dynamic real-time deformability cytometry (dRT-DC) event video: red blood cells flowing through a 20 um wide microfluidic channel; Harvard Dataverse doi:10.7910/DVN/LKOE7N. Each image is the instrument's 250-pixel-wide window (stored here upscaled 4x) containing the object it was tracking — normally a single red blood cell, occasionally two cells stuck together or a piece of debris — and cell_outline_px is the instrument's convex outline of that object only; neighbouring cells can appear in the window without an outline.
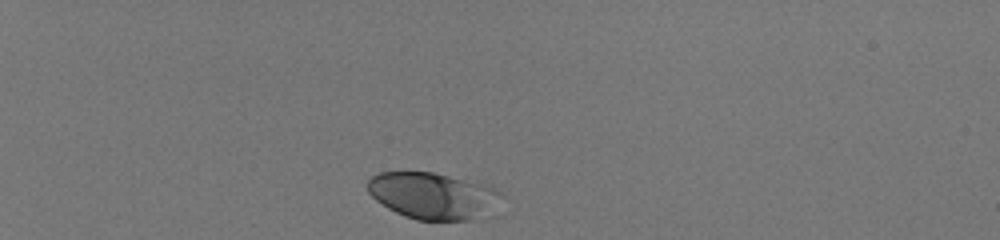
{"species": "human", "species_latin": "Homo sapiens", "temperature_condition": "room temperature", "stored_images_in_passage": 35, "camera_frame_rate_fps": 3000, "um_per_image_px": 0.085, "donor": {"sex": "male"}, "frame": {"image": 1, "passage_image": 1, "time_ms": 0.0, "image_size_px": [1000, 240], "cell_outline_px": [[504, 196], [468, 220], [416, 220], [404, 216], [388, 208], [376, 200], [368, 192], [364, 184], [372, 176], [380, 172], [432, 172], [484, 184], [496, 188], [504, 192]], "centroid_in_image_um": [36.67, 16.6], "position_along_channel_um": 48.3, "area_um2": 35.55}}
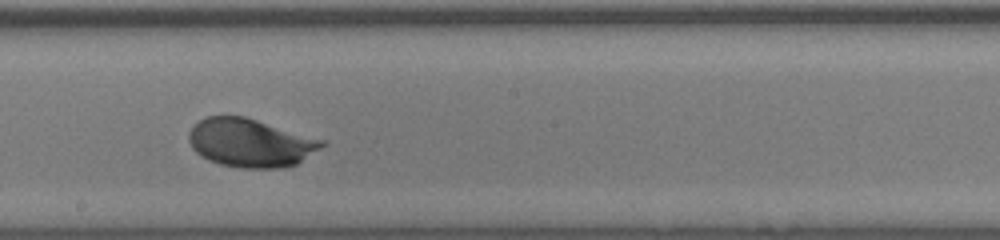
{"frame": {"image": 2, "passage_image": 20, "time_ms": 6.333, "image_size_px": [1000, 240], "cell_outline_px": [[328, 144], [296, 164], [284, 168], [244, 168], [220, 164], [208, 160], [196, 152], [192, 148], [188, 140], [188, 132], [192, 124], [204, 116], [244, 116], [324, 140]], "centroid_in_image_um": [21.26, 12.13], "position_along_channel_um": 226.9, "area_um2": 37.69}}
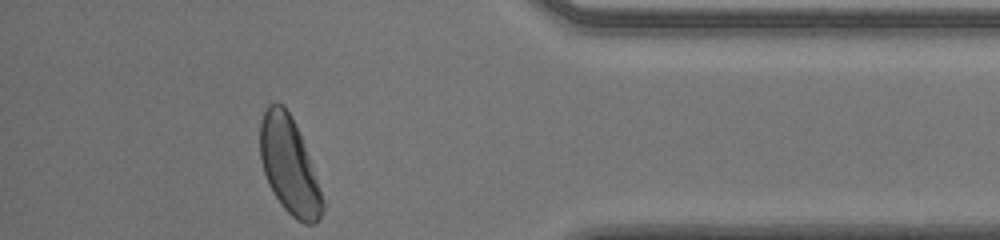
{"frame": {"image": 3, "passage_image": 35, "time_ms": 11.333, "image_size_px": [1000, 240], "cell_outline_px": [[324, 212], [312, 224], [304, 224], [296, 220], [284, 208], [268, 184], [264, 172], [260, 156], [260, 120], [268, 104], [284, 104], [300, 132], [324, 200]], "centroid_in_image_um": [24.58, 14.08], "position_along_channel_um": 410.6, "area_um2": 34.85}, "authors_computed_cell_mechanics": {"area_um2": 36.1828, "velocity_mm_per_s": 4.0071, "shape_relaxation_time_tau1_ms": 1.8273, "shape_relaxation_time_tau2_ms": null, "deformation_change_tau1": 0.1267, "deformation_change_tau2": null}}